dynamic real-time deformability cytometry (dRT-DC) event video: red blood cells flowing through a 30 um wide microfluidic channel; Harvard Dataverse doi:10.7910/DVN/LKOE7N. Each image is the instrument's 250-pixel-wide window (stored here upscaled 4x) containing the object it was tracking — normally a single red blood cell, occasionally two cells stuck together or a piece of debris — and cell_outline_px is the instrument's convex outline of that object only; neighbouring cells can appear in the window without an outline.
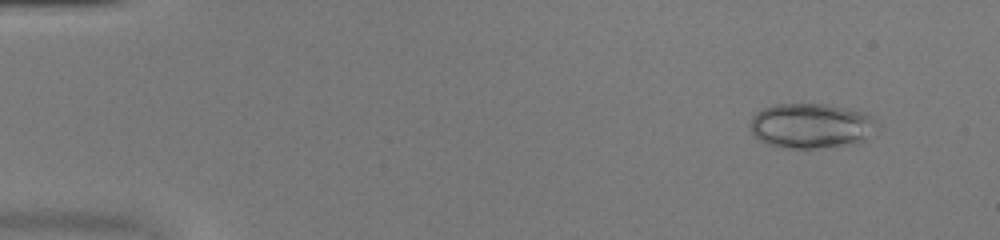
{"species": "common noctule bat (a hibernating species)", "species_latin": "Nyctalus noctula", "temperature_condition": "warm", "stored_images_in_passage": 51, "camera_frame_rate_fps": 3000, "um_per_image_px": 0.085, "animal": {"sex": "female", "body_mass_g": 20.0, "forearm_length_mm": 54.0}, "frame": {"image": 1, "passage_image": 5, "time_ms": 1.333, "image_size_px": [1000, 240], "cell_outline_px": [[876, 120], [864, 140], [848, 144], [812, 148], [784, 148], [768, 144], [760, 140], [748, 128], [748, 124], [752, 116], [756, 112], [764, 108], [776, 104], [824, 104], [864, 112]], "centroid_in_image_um": [68.83, 10.68], "position_along_channel_um": 16.2, "area_um2": 32.66}}
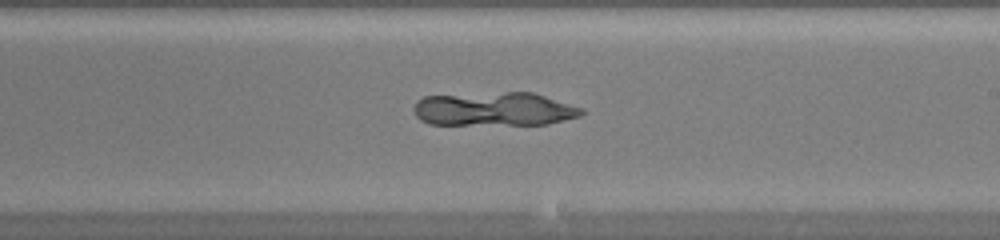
{"frame": {"image": 2, "passage_image": 31, "time_ms": 10.0, "image_size_px": [1000, 240], "cell_outline_px": [[584, 112], [580, 116], [548, 124], [428, 124], [420, 120], [416, 116], [412, 108], [416, 100], [424, 96], [508, 92], [532, 92], [584, 108]], "centroid_in_image_um": [41.99, 9.27], "position_along_channel_um": 247.0, "area_um2": 33.0}}
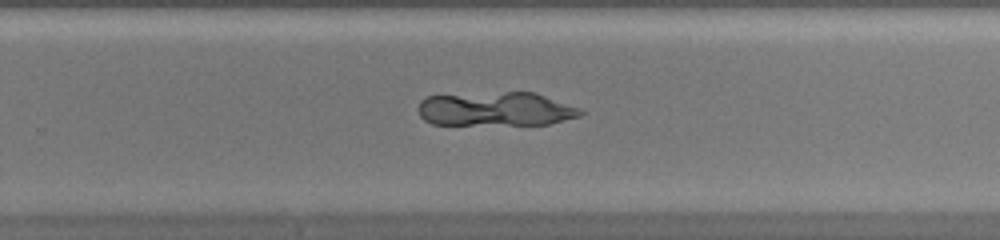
{"frame": {"image": 3, "passage_image": 34, "time_ms": 11.0, "image_size_px": [1000, 240], "cell_outline_px": [[584, 112], [580, 116], [548, 124], [432, 124], [424, 120], [420, 116], [416, 108], [420, 100], [428, 96], [508, 92], [536, 92], [580, 108]], "centroid_in_image_um": [42.13, 9.27], "position_along_channel_um": 287.7, "area_um2": 32.08}}